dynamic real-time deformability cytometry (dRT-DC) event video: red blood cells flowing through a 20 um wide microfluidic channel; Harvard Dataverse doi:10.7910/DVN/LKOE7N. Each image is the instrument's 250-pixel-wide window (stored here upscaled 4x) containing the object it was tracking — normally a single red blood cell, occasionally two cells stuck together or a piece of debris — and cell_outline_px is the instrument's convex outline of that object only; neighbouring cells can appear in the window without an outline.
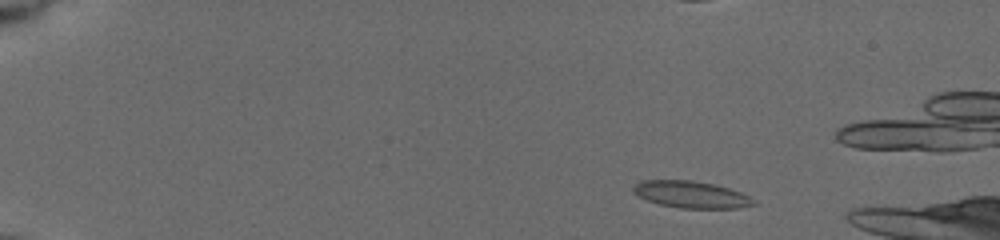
{"species": "common noctule bat (a hibernating species)", "species_latin": "Nyctalus noctula", "temperature_condition": "cold", "stored_images_in_passage": 52, "camera_frame_rate_fps": 3000, "um_per_image_px": 0.085, "animal": {"sex": "female", "body_mass_g": 19.5, "forearm_length_mm": 54.1}, "frame": {"image": 1, "passage_image": 8, "time_ms": 2.333, "image_size_px": [1000, 240], "cell_outline_px": [[756, 204], [740, 208], [680, 208], [660, 204], [648, 200], [632, 192], [632, 188], [640, 180], [692, 180], [712, 184], [728, 188], [740, 192], [756, 200]], "centroid_in_image_um": [58.75, 16.53], "position_along_channel_um": 26.2, "area_um2": 18.73}}